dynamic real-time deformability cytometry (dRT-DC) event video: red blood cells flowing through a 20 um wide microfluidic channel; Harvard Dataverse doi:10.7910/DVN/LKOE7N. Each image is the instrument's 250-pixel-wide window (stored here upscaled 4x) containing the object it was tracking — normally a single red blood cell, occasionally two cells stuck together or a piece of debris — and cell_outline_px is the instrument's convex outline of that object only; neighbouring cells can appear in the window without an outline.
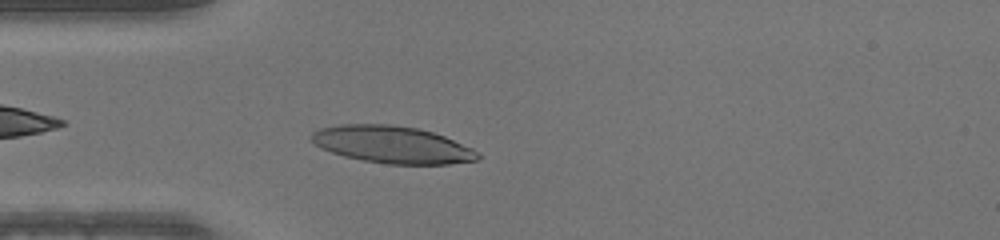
{"species": "human", "species_latin": "Homo sapiens", "temperature_condition": "warm", "stored_images_in_passage": 47, "camera_frame_rate_fps": 3000, "um_per_image_px": 0.085, "donor": {"sex": "male"}, "frame": {"image": 1, "passage_image": 11, "time_ms": 3.333, "image_size_px": [1000, 240], "cell_outline_px": [[480, 156], [476, 160], [448, 164], [388, 164], [364, 160], [344, 156], [320, 148], [312, 140], [312, 132], [320, 128], [340, 124], [392, 124], [416, 128], [432, 132], [444, 136], [472, 148], [480, 152]], "centroid_in_image_um": [33.34, 12.29], "position_along_channel_um": 51.7, "area_um2": 35.84}}
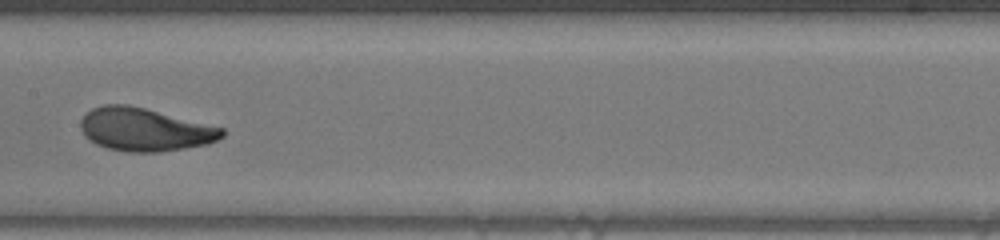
{"frame": {"image": 2, "passage_image": 22, "time_ms": 7.0, "image_size_px": [1000, 240], "cell_outline_px": [[224, 136], [208, 144], [160, 152], [128, 152], [108, 148], [96, 144], [84, 136], [80, 128], [80, 120], [92, 108], [104, 104], [128, 104], [224, 128]], "centroid_in_image_um": [12.28, 11.01], "position_along_channel_um": 195.1, "area_um2": 35.37}}
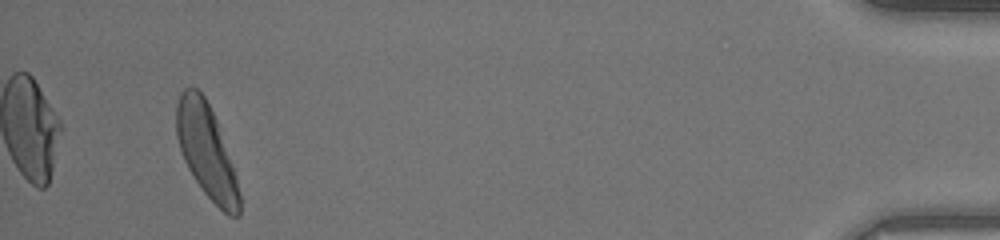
{"frame": {"image": 3, "passage_image": 44, "time_ms": 14.333, "image_size_px": [1000, 240], "cell_outline_px": [[240, 216], [228, 216], [204, 192], [188, 168], [184, 160], [176, 136], [176, 104], [180, 92], [184, 88], [196, 88], [204, 96], [216, 120], [236, 176], [240, 196]], "centroid_in_image_um": [17.53, 12.83], "position_along_channel_um": 417.7, "area_um2": 33.7}}